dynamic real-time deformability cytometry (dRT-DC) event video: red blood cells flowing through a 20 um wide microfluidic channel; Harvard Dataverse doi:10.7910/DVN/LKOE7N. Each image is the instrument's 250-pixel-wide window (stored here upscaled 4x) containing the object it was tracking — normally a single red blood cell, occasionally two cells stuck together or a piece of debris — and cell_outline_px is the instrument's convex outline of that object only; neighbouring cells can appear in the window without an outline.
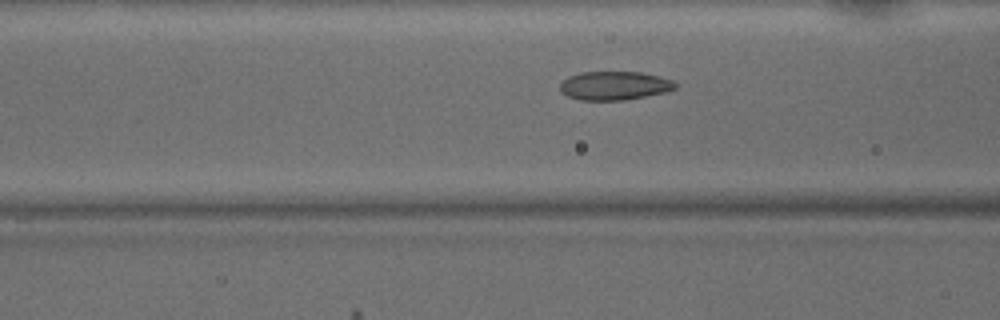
{"species": "common noctule bat (a hibernating species)", "species_latin": "Nyctalus noctula", "temperature_condition": "warm", "stored_images_in_passage": 44, "camera_frame_rate_fps": 3000, "um_per_image_px": 0.085, "animal": {"sex": "male", "body_mass_g": 15.6}, "frame": {"image": 1, "passage_image": 14, "time_ms": 4.333, "image_size_px": [1000, 320], "cell_outline_px": [[676, 88], [664, 92], [624, 100], [580, 100], [568, 96], [560, 92], [560, 84], [568, 76], [580, 72], [640, 72], [660, 76], [672, 80], [676, 84]], "centroid_in_image_um": [52.2, 7.27], "position_along_channel_um": 114.4, "area_um2": 19.19}}
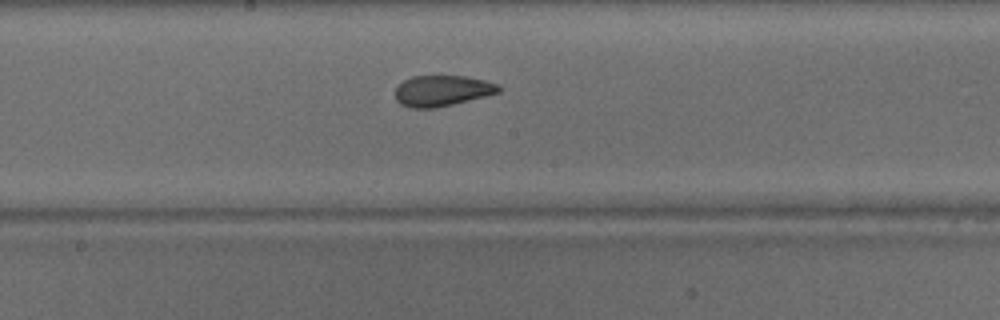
{"frame": {"image": 2, "passage_image": 21, "time_ms": 6.667, "image_size_px": [1000, 320], "cell_outline_px": [[500, 92], [436, 108], [408, 108], [400, 104], [396, 100], [396, 88], [404, 80], [412, 76], [468, 76], [484, 80], [496, 84], [500, 88]], "centroid_in_image_um": [37.55, 7.71], "position_along_channel_um": 210.7, "area_um2": 18.44}}
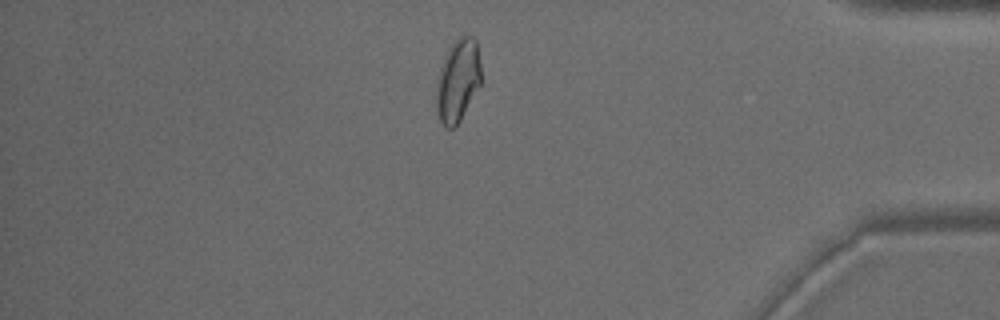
{"frame": {"image": 3, "passage_image": 37, "time_ms": 12.0, "image_size_px": [1000, 320], "cell_outline_px": [[480, 84], [460, 120], [452, 128], [448, 128], [440, 120], [436, 104], [436, 84], [440, 68], [452, 44], [460, 36], [472, 36], [476, 40], [480, 64]], "centroid_in_image_um": [38.91, 6.83], "position_along_channel_um": 396.3, "area_um2": 20.92}, "authors_computed_cell_mechanics": {"area_um2": 20.0277, "velocity_mm_per_s": 4.1229, "shape_relaxation_time_tau1_ms": 10.9695, "shape_relaxation_time_tau2_ms": 1.2123, "deformation_change_tau1": 0.2113, "deformation_change_tau2": 0.0723}}